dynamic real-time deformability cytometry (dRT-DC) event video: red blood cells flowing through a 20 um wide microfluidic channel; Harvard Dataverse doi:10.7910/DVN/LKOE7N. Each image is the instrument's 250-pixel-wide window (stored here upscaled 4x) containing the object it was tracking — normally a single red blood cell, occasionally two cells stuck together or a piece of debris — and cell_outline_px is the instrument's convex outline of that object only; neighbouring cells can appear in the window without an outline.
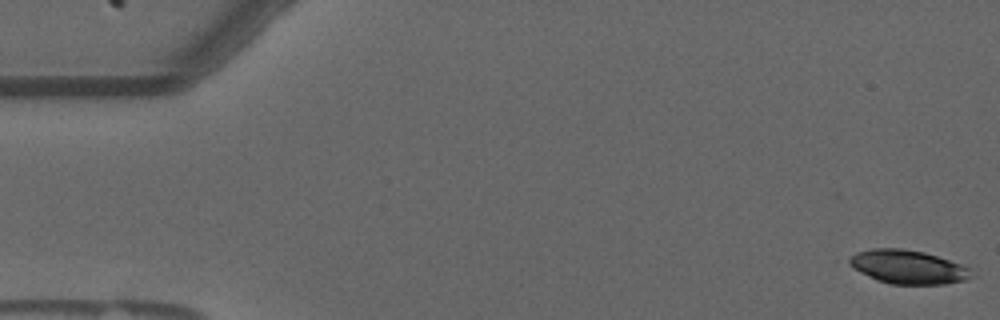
{"species": "common noctule bat (a hibernating species)", "species_latin": "Nyctalus noctula", "temperature_condition": "warm", "stored_images_in_passage": 55, "camera_frame_rate_fps": 3000, "um_per_image_px": 0.085, "animal": {"sex": "male", "forearm_length_mm": 52.5}, "frame": {"image": 1, "passage_image": 1, "time_ms": 0.0, "image_size_px": [1000, 320], "cell_outline_px": [[976, 276], [964, 280], [944, 284], [892, 284], [876, 280], [844, 264], [844, 260], [856, 252], [872, 248], [904, 248], [924, 252], [960, 264], [968, 268]], "centroid_in_image_um": [77.09, 22.68], "position_along_channel_um": 7.9, "area_um2": 24.28}}
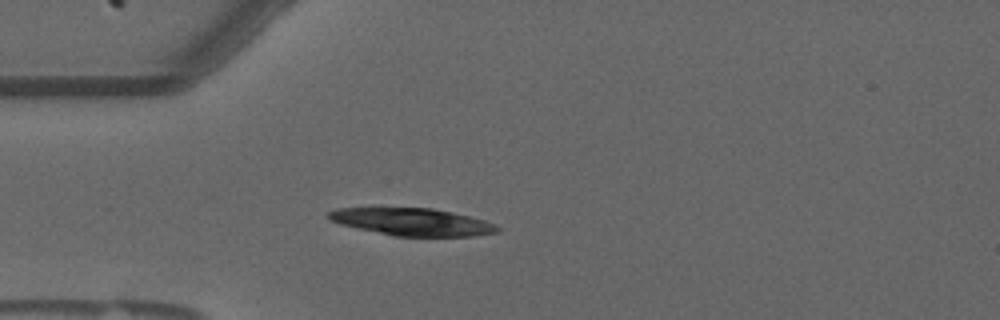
{"frame": {"image": 2, "passage_image": 15, "time_ms": 4.667, "image_size_px": [1000, 320], "cell_outline_px": [[500, 228], [496, 232], [472, 236], [392, 236], [340, 224], [328, 220], [324, 216], [324, 212], [336, 208], [432, 208], [452, 212], [484, 220], [496, 224]], "centroid_in_image_um": [34.95, 18.85], "position_along_channel_um": 50.0, "area_um2": 27.05}}